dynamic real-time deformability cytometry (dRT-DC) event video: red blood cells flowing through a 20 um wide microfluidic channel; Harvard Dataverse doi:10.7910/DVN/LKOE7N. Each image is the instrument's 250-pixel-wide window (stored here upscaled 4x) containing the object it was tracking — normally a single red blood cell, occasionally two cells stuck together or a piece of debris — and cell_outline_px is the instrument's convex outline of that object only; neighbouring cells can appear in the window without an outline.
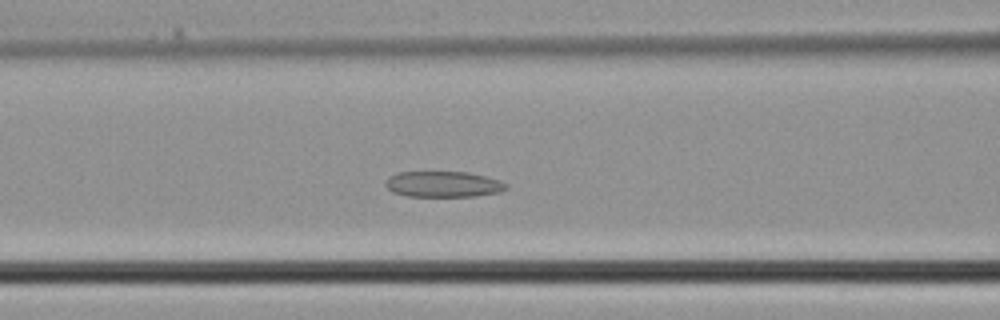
{"species": "common noctule bat (a hibernating species)", "species_latin": "Nyctalus noctula", "temperature_condition": "cold", "stored_images_in_passage": 23, "camera_frame_rate_fps": 3000, "um_per_image_px": 0.085, "animal": {"sex": "male", "body_mass_g": 21.5, "forearm_length_mm": 52.0}, "frame": {"image": 1, "passage_image": 8, "time_ms": 2.333, "image_size_px": [1000, 320], "cell_outline_px": [[508, 188], [500, 192], [476, 196], [404, 196], [392, 192], [384, 184], [392, 176], [400, 172], [468, 172], [500, 180], [508, 184]], "centroid_in_image_um": [37.72, 15.66], "position_along_channel_um": 128.9, "area_um2": 18.09}}
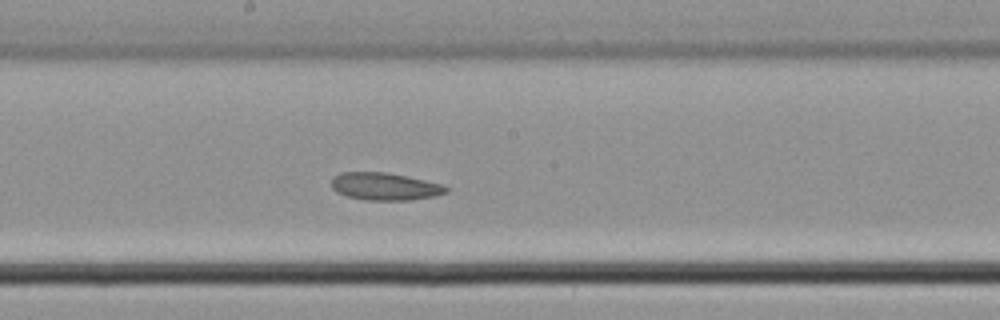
{"frame": {"image": 2, "passage_image": 13, "time_ms": 4.0, "image_size_px": [1000, 320], "cell_outline_px": [[448, 192], [436, 196], [408, 200], [364, 200], [348, 196], [336, 192], [332, 188], [332, 180], [340, 172], [384, 172], [444, 184], [448, 188]], "centroid_in_image_um": [32.73, 15.85], "position_along_channel_um": 215.5, "area_um2": 18.26}}
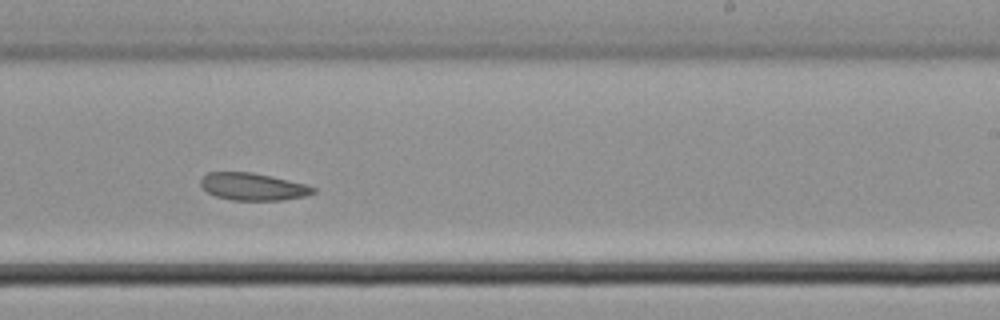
{"frame": {"image": 3, "passage_image": 16, "time_ms": 5.0, "image_size_px": [1000, 320], "cell_outline_px": [[316, 192], [308, 196], [284, 200], [232, 200], [216, 196], [208, 192], [200, 184], [200, 180], [208, 172], [252, 172], [304, 184], [316, 188]], "centroid_in_image_um": [21.52, 15.87], "position_along_channel_um": 267.5, "area_um2": 17.8}}